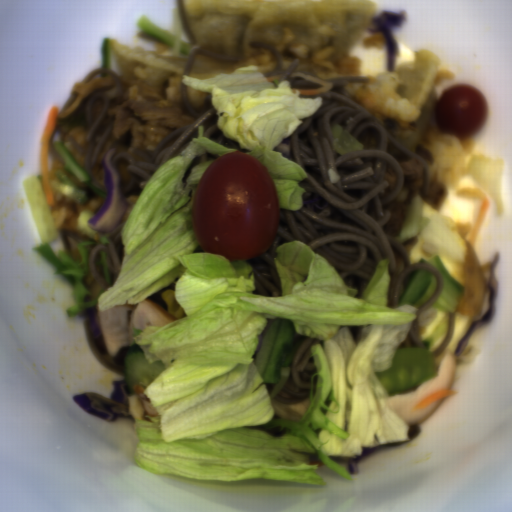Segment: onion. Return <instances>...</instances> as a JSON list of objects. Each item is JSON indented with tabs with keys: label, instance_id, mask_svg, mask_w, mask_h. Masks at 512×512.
<instances>
[{
	"label": "onion",
	"instance_id": "06740285",
	"mask_svg": "<svg viewBox=\"0 0 512 512\" xmlns=\"http://www.w3.org/2000/svg\"><path fill=\"white\" fill-rule=\"evenodd\" d=\"M491 269L492 264H480L475 247L469 242L460 282L463 293L454 313L473 319L486 315L491 305Z\"/></svg>",
	"mask_w": 512,
	"mask_h": 512
}]
</instances>
